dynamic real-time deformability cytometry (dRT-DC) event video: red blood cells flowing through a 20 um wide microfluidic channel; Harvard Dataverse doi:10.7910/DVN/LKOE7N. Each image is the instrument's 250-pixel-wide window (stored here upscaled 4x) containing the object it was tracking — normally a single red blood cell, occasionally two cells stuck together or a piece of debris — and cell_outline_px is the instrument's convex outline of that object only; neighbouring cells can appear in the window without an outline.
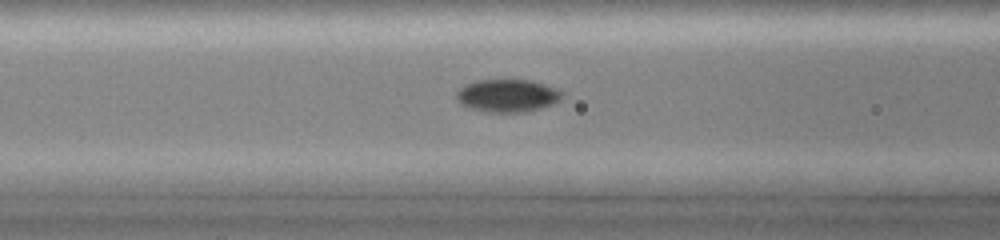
{"species": "common noctule bat (a hibernating species)", "species_latin": "Nyctalus noctula", "temperature_condition": "cold", "stored_images_in_passage": 62, "camera_frame_rate_fps": 3000, "um_per_image_px": 0.085, "animal": {"sex": "female", "body_mass_g": 19.0, "forearm_length_mm": 51.5}, "frame": {"image": 1, "passage_image": 26, "time_ms": 5.667, "image_size_px": [1000, 240], "cell_outline_px": [[564, 96], [560, 100], [552, 104], [540, 108], [524, 112], [488, 112], [472, 108], [460, 104], [456, 96], [456, 92], [464, 84], [476, 80], [528, 80], [544, 84], [556, 88], [564, 92]], "centroid_in_image_um": [43.14, 8.12], "position_along_channel_um": 123.5, "area_um2": 20.17}}
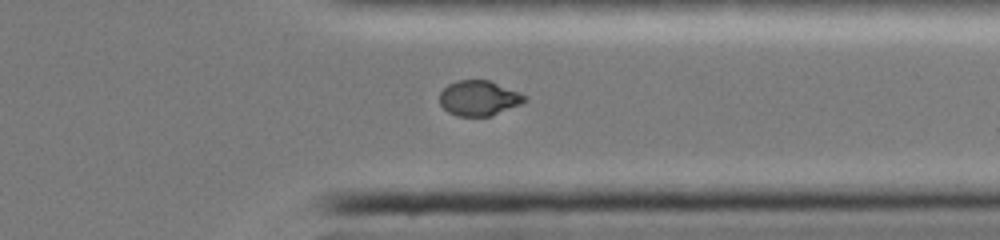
{"frame": {"image": 2, "passage_image": 49, "time_ms": 11.667, "image_size_px": [1000, 240], "cell_outline_px": [[528, 100], [520, 104], [488, 116], [456, 116], [448, 112], [440, 104], [440, 92], [448, 84], [456, 80], [488, 80], [528, 96]], "centroid_in_image_um": [40.68, 8.33], "position_along_channel_um": 370.7, "area_um2": 17.22}}
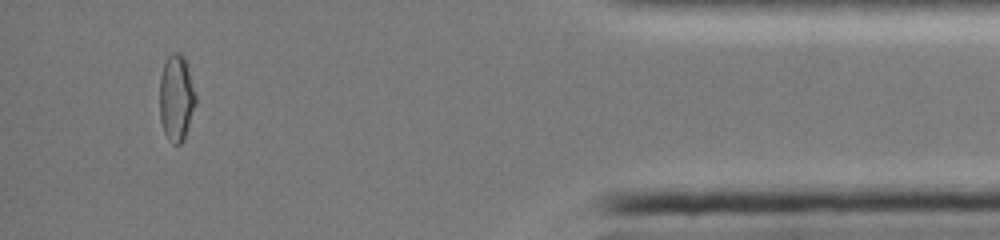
{"frame": {"image": 3, "passage_image": 58, "time_ms": 14.0, "image_size_px": [1000, 240], "cell_outline_px": [[196, 104], [184, 140], [180, 144], [172, 144], [168, 140], [164, 132], [160, 120], [160, 76], [164, 64], [168, 56], [172, 52], [180, 52], [184, 56], [188, 68], [196, 96]], "centroid_in_image_um": [14.99, 8.34], "position_along_channel_um": 420.2, "area_um2": 18.26}, "authors_computed_cell_mechanics": {"area_um2": 18.6405, "velocity_mm_per_s": 4.1086, "shape_relaxation_time_tau1_ms": null, "shape_relaxation_time_tau2_ms": 4.791, "deformation_change_tau1": null, "deformation_change_tau2": 0.0419}}